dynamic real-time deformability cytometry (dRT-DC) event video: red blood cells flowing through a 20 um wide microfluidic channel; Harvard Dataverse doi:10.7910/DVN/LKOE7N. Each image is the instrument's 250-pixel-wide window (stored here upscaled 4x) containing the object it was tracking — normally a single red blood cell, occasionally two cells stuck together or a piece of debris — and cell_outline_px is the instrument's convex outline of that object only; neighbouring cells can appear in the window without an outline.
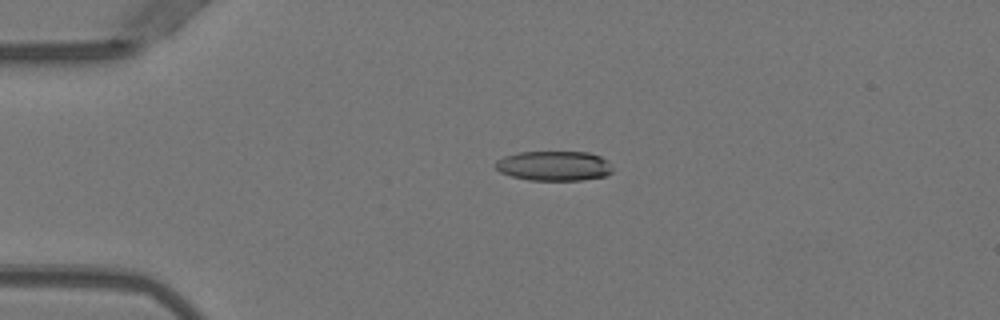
{"species": "Egyptian fruit bat (a non-hibernating species)", "species_latin": "Rousettus aegyptiacus", "temperature_condition": "warm", "stored_images_in_passage": 4, "camera_frame_rate_fps": 3000, "um_per_image_px": 0.085, "animal": {"sex": "female"}, "frame": {"image": 1, "passage_image": 3, "time_ms": 0.667, "image_size_px": [1000, 320], "cell_outline_px": [[612, 172], [604, 176], [580, 180], [528, 180], [512, 176], [500, 172], [496, 168], [496, 160], [504, 156], [520, 152], [588, 152], [600, 156], [608, 160], [612, 168]], "centroid_in_image_um": [47.1, 14.09], "position_along_channel_um": 37.9, "area_um2": 20.29}}